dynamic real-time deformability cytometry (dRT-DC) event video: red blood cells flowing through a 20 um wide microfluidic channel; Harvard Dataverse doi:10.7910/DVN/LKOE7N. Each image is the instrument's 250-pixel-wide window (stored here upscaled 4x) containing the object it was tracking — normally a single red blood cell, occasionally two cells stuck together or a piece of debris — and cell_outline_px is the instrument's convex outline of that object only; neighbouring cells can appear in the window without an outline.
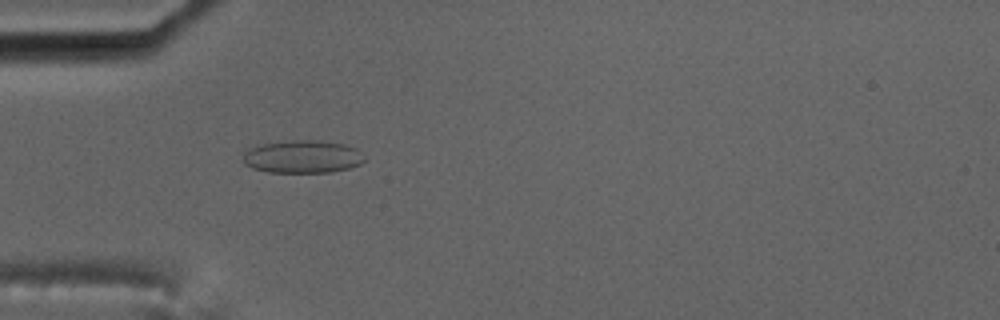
{"species": "common noctule bat (a hibernating species)", "species_latin": "Nyctalus noctula", "temperature_condition": "cold", "stored_images_in_passage": 4, "camera_frame_rate_fps": 3000, "um_per_image_px": 0.085, "animal": {"sex": "male", "body_mass_g": 17.5, "forearm_length_mm": 52.3}, "frame": {"image": 1, "passage_image": 4, "time_ms": 4.333, "image_size_px": [1000, 320], "cell_outline_px": [[364, 160], [360, 164], [348, 168], [332, 172], [268, 172], [252, 168], [244, 164], [244, 152], [248, 148], [264, 144], [292, 140], [320, 140], [344, 144], [356, 148], [364, 156]], "centroid_in_image_um": [25.72, 13.32], "position_along_channel_um": 59.3, "area_um2": 23.18}}